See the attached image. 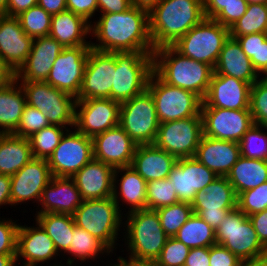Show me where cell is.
Here are the masks:
<instances>
[{
  "instance_id": "6da1fadb",
  "label": "cell",
  "mask_w": 267,
  "mask_h": 266,
  "mask_svg": "<svg viewBox=\"0 0 267 266\" xmlns=\"http://www.w3.org/2000/svg\"><path fill=\"white\" fill-rule=\"evenodd\" d=\"M91 23L92 49L102 52H154L149 14L135 5L120 13L100 14Z\"/></svg>"
},
{
  "instance_id": "7a4b0ae2",
  "label": "cell",
  "mask_w": 267,
  "mask_h": 266,
  "mask_svg": "<svg viewBox=\"0 0 267 266\" xmlns=\"http://www.w3.org/2000/svg\"><path fill=\"white\" fill-rule=\"evenodd\" d=\"M205 18L203 0H160L149 13V32L154 50L173 46Z\"/></svg>"
},
{
  "instance_id": "3957f363",
  "label": "cell",
  "mask_w": 267,
  "mask_h": 266,
  "mask_svg": "<svg viewBox=\"0 0 267 266\" xmlns=\"http://www.w3.org/2000/svg\"><path fill=\"white\" fill-rule=\"evenodd\" d=\"M124 215L123 231L125 232L122 236L123 241L125 240L126 252L129 251V256L124 259L139 266H151L159 257L168 239L156 210L141 209Z\"/></svg>"
},
{
  "instance_id": "277c9868",
  "label": "cell",
  "mask_w": 267,
  "mask_h": 266,
  "mask_svg": "<svg viewBox=\"0 0 267 266\" xmlns=\"http://www.w3.org/2000/svg\"><path fill=\"white\" fill-rule=\"evenodd\" d=\"M153 72L165 83L206 97L214 69L203 62L183 56L173 46L153 52Z\"/></svg>"
},
{
  "instance_id": "5b68a950",
  "label": "cell",
  "mask_w": 267,
  "mask_h": 266,
  "mask_svg": "<svg viewBox=\"0 0 267 266\" xmlns=\"http://www.w3.org/2000/svg\"><path fill=\"white\" fill-rule=\"evenodd\" d=\"M72 216L78 228L97 237L112 252L117 249V241L120 233H123L120 229L123 228L124 215L119 211L113 197L83 200Z\"/></svg>"
},
{
  "instance_id": "8992f818",
  "label": "cell",
  "mask_w": 267,
  "mask_h": 266,
  "mask_svg": "<svg viewBox=\"0 0 267 266\" xmlns=\"http://www.w3.org/2000/svg\"><path fill=\"white\" fill-rule=\"evenodd\" d=\"M115 61L111 99L121 104L147 89L153 72V52H115Z\"/></svg>"
},
{
  "instance_id": "52a82bcc",
  "label": "cell",
  "mask_w": 267,
  "mask_h": 266,
  "mask_svg": "<svg viewBox=\"0 0 267 266\" xmlns=\"http://www.w3.org/2000/svg\"><path fill=\"white\" fill-rule=\"evenodd\" d=\"M29 104L48 119L50 125L74 128L76 98L45 81H18Z\"/></svg>"
},
{
  "instance_id": "ba28073f",
  "label": "cell",
  "mask_w": 267,
  "mask_h": 266,
  "mask_svg": "<svg viewBox=\"0 0 267 266\" xmlns=\"http://www.w3.org/2000/svg\"><path fill=\"white\" fill-rule=\"evenodd\" d=\"M229 36V28L205 18L173 44V47L183 56L206 63L214 69Z\"/></svg>"
},
{
  "instance_id": "9c48e42d",
  "label": "cell",
  "mask_w": 267,
  "mask_h": 266,
  "mask_svg": "<svg viewBox=\"0 0 267 266\" xmlns=\"http://www.w3.org/2000/svg\"><path fill=\"white\" fill-rule=\"evenodd\" d=\"M147 90L153 96L160 123L194 117L201 112L202 100L196 94L165 83L154 72Z\"/></svg>"
},
{
  "instance_id": "30bf717a",
  "label": "cell",
  "mask_w": 267,
  "mask_h": 266,
  "mask_svg": "<svg viewBox=\"0 0 267 266\" xmlns=\"http://www.w3.org/2000/svg\"><path fill=\"white\" fill-rule=\"evenodd\" d=\"M160 122L151 93H143L121 103L119 126L136 145L154 144Z\"/></svg>"
},
{
  "instance_id": "8fae6325",
  "label": "cell",
  "mask_w": 267,
  "mask_h": 266,
  "mask_svg": "<svg viewBox=\"0 0 267 266\" xmlns=\"http://www.w3.org/2000/svg\"><path fill=\"white\" fill-rule=\"evenodd\" d=\"M216 244L229 249L240 260L267 253L249 217L238 208L224 217L215 229Z\"/></svg>"
},
{
  "instance_id": "7c38bea8",
  "label": "cell",
  "mask_w": 267,
  "mask_h": 266,
  "mask_svg": "<svg viewBox=\"0 0 267 266\" xmlns=\"http://www.w3.org/2000/svg\"><path fill=\"white\" fill-rule=\"evenodd\" d=\"M202 136L200 112L194 117L160 123L154 145L177 159L194 157Z\"/></svg>"
},
{
  "instance_id": "4fadbf2b",
  "label": "cell",
  "mask_w": 267,
  "mask_h": 266,
  "mask_svg": "<svg viewBox=\"0 0 267 266\" xmlns=\"http://www.w3.org/2000/svg\"><path fill=\"white\" fill-rule=\"evenodd\" d=\"M73 129L65 132L47 160L52 176L72 177L94 158L92 138Z\"/></svg>"
},
{
  "instance_id": "5bb4252c",
  "label": "cell",
  "mask_w": 267,
  "mask_h": 266,
  "mask_svg": "<svg viewBox=\"0 0 267 266\" xmlns=\"http://www.w3.org/2000/svg\"><path fill=\"white\" fill-rule=\"evenodd\" d=\"M237 194L226 176H218L204 190L198 191L191 206L214 230L228 213L237 208Z\"/></svg>"
},
{
  "instance_id": "9a60e30c",
  "label": "cell",
  "mask_w": 267,
  "mask_h": 266,
  "mask_svg": "<svg viewBox=\"0 0 267 266\" xmlns=\"http://www.w3.org/2000/svg\"><path fill=\"white\" fill-rule=\"evenodd\" d=\"M120 107L110 98L76 100L74 128L93 138L119 125Z\"/></svg>"
},
{
  "instance_id": "2e32d148",
  "label": "cell",
  "mask_w": 267,
  "mask_h": 266,
  "mask_svg": "<svg viewBox=\"0 0 267 266\" xmlns=\"http://www.w3.org/2000/svg\"><path fill=\"white\" fill-rule=\"evenodd\" d=\"M203 135L239 143L255 124L250 109L201 108Z\"/></svg>"
},
{
  "instance_id": "e0dca14e",
  "label": "cell",
  "mask_w": 267,
  "mask_h": 266,
  "mask_svg": "<svg viewBox=\"0 0 267 266\" xmlns=\"http://www.w3.org/2000/svg\"><path fill=\"white\" fill-rule=\"evenodd\" d=\"M91 46L64 47L45 82L75 98L78 96Z\"/></svg>"
},
{
  "instance_id": "ac0fdd59",
  "label": "cell",
  "mask_w": 267,
  "mask_h": 266,
  "mask_svg": "<svg viewBox=\"0 0 267 266\" xmlns=\"http://www.w3.org/2000/svg\"><path fill=\"white\" fill-rule=\"evenodd\" d=\"M116 71L115 52L89 50L82 85L76 100L110 98Z\"/></svg>"
},
{
  "instance_id": "d6986e66",
  "label": "cell",
  "mask_w": 267,
  "mask_h": 266,
  "mask_svg": "<svg viewBox=\"0 0 267 266\" xmlns=\"http://www.w3.org/2000/svg\"><path fill=\"white\" fill-rule=\"evenodd\" d=\"M52 178L46 159L32 158L11 176V207L21 203L39 204L44 188Z\"/></svg>"
},
{
  "instance_id": "ffe728a7",
  "label": "cell",
  "mask_w": 267,
  "mask_h": 266,
  "mask_svg": "<svg viewBox=\"0 0 267 266\" xmlns=\"http://www.w3.org/2000/svg\"><path fill=\"white\" fill-rule=\"evenodd\" d=\"M218 176L194 157L179 158L168 176L181 202L192 203L198 191L204 190Z\"/></svg>"
},
{
  "instance_id": "44dd1931",
  "label": "cell",
  "mask_w": 267,
  "mask_h": 266,
  "mask_svg": "<svg viewBox=\"0 0 267 266\" xmlns=\"http://www.w3.org/2000/svg\"><path fill=\"white\" fill-rule=\"evenodd\" d=\"M251 84L232 76L213 72L208 92L201 108L229 110L250 109Z\"/></svg>"
},
{
  "instance_id": "7402d4cb",
  "label": "cell",
  "mask_w": 267,
  "mask_h": 266,
  "mask_svg": "<svg viewBox=\"0 0 267 266\" xmlns=\"http://www.w3.org/2000/svg\"><path fill=\"white\" fill-rule=\"evenodd\" d=\"M20 224L16 244L18 265L22 259L24 261L20 266H42L45 262L47 264L53 259L57 260V256L60 257L54 242L38 223L35 224L37 227Z\"/></svg>"
},
{
  "instance_id": "603a6c76",
  "label": "cell",
  "mask_w": 267,
  "mask_h": 266,
  "mask_svg": "<svg viewBox=\"0 0 267 266\" xmlns=\"http://www.w3.org/2000/svg\"><path fill=\"white\" fill-rule=\"evenodd\" d=\"M33 40L24 32L17 17L0 15V59L13 74L25 63Z\"/></svg>"
},
{
  "instance_id": "cb8c5ba5",
  "label": "cell",
  "mask_w": 267,
  "mask_h": 266,
  "mask_svg": "<svg viewBox=\"0 0 267 266\" xmlns=\"http://www.w3.org/2000/svg\"><path fill=\"white\" fill-rule=\"evenodd\" d=\"M92 142L94 159L114 169L131 165L137 145L119 125L94 136Z\"/></svg>"
},
{
  "instance_id": "d4e9b609",
  "label": "cell",
  "mask_w": 267,
  "mask_h": 266,
  "mask_svg": "<svg viewBox=\"0 0 267 266\" xmlns=\"http://www.w3.org/2000/svg\"><path fill=\"white\" fill-rule=\"evenodd\" d=\"M63 48L57 40L50 36L35 38L25 63L14 74V78L17 81H46Z\"/></svg>"
},
{
  "instance_id": "484cf974",
  "label": "cell",
  "mask_w": 267,
  "mask_h": 266,
  "mask_svg": "<svg viewBox=\"0 0 267 266\" xmlns=\"http://www.w3.org/2000/svg\"><path fill=\"white\" fill-rule=\"evenodd\" d=\"M83 198L71 177L52 176L49 184L44 188L39 211L42 213H61L73 215L82 204Z\"/></svg>"
},
{
  "instance_id": "4316f807",
  "label": "cell",
  "mask_w": 267,
  "mask_h": 266,
  "mask_svg": "<svg viewBox=\"0 0 267 266\" xmlns=\"http://www.w3.org/2000/svg\"><path fill=\"white\" fill-rule=\"evenodd\" d=\"M114 172L112 166L93 158L71 178L83 200L104 199L113 196Z\"/></svg>"
},
{
  "instance_id": "83f0119b",
  "label": "cell",
  "mask_w": 267,
  "mask_h": 266,
  "mask_svg": "<svg viewBox=\"0 0 267 266\" xmlns=\"http://www.w3.org/2000/svg\"><path fill=\"white\" fill-rule=\"evenodd\" d=\"M241 156L240 145L234 141L202 136L194 158L217 176H227Z\"/></svg>"
},
{
  "instance_id": "f1b7e54d",
  "label": "cell",
  "mask_w": 267,
  "mask_h": 266,
  "mask_svg": "<svg viewBox=\"0 0 267 266\" xmlns=\"http://www.w3.org/2000/svg\"><path fill=\"white\" fill-rule=\"evenodd\" d=\"M146 186L147 182L132 167L115 168L112 197L122 214L123 203V207L125 204L128 206H125L128 209L127 213L146 209Z\"/></svg>"
},
{
  "instance_id": "f546056e",
  "label": "cell",
  "mask_w": 267,
  "mask_h": 266,
  "mask_svg": "<svg viewBox=\"0 0 267 266\" xmlns=\"http://www.w3.org/2000/svg\"><path fill=\"white\" fill-rule=\"evenodd\" d=\"M177 158L154 144L137 145L130 167L146 182L167 179Z\"/></svg>"
},
{
  "instance_id": "4dcf8cb0",
  "label": "cell",
  "mask_w": 267,
  "mask_h": 266,
  "mask_svg": "<svg viewBox=\"0 0 267 266\" xmlns=\"http://www.w3.org/2000/svg\"><path fill=\"white\" fill-rule=\"evenodd\" d=\"M214 73L232 76L251 85L260 79L240 43L230 36L223 45Z\"/></svg>"
},
{
  "instance_id": "1f68e13d",
  "label": "cell",
  "mask_w": 267,
  "mask_h": 266,
  "mask_svg": "<svg viewBox=\"0 0 267 266\" xmlns=\"http://www.w3.org/2000/svg\"><path fill=\"white\" fill-rule=\"evenodd\" d=\"M91 24L70 10L52 15L49 36L63 47L90 46ZM88 36V37H87Z\"/></svg>"
},
{
  "instance_id": "d6a6232c",
  "label": "cell",
  "mask_w": 267,
  "mask_h": 266,
  "mask_svg": "<svg viewBox=\"0 0 267 266\" xmlns=\"http://www.w3.org/2000/svg\"><path fill=\"white\" fill-rule=\"evenodd\" d=\"M33 158L28 138L0 133V174L13 176Z\"/></svg>"
},
{
  "instance_id": "836d02e7",
  "label": "cell",
  "mask_w": 267,
  "mask_h": 266,
  "mask_svg": "<svg viewBox=\"0 0 267 266\" xmlns=\"http://www.w3.org/2000/svg\"><path fill=\"white\" fill-rule=\"evenodd\" d=\"M25 105V93L14 78L0 90V133H13L17 129Z\"/></svg>"
},
{
  "instance_id": "e575fe53",
  "label": "cell",
  "mask_w": 267,
  "mask_h": 266,
  "mask_svg": "<svg viewBox=\"0 0 267 266\" xmlns=\"http://www.w3.org/2000/svg\"><path fill=\"white\" fill-rule=\"evenodd\" d=\"M226 178L238 196L267 182V160L250 159L241 155Z\"/></svg>"
},
{
  "instance_id": "d590c367",
  "label": "cell",
  "mask_w": 267,
  "mask_h": 266,
  "mask_svg": "<svg viewBox=\"0 0 267 266\" xmlns=\"http://www.w3.org/2000/svg\"><path fill=\"white\" fill-rule=\"evenodd\" d=\"M35 223H38L54 242L60 255L68 253L73 229L76 227L73 216L61 213L35 214Z\"/></svg>"
},
{
  "instance_id": "8d00e7d4",
  "label": "cell",
  "mask_w": 267,
  "mask_h": 266,
  "mask_svg": "<svg viewBox=\"0 0 267 266\" xmlns=\"http://www.w3.org/2000/svg\"><path fill=\"white\" fill-rule=\"evenodd\" d=\"M111 253L113 252L101 240L91 235L87 230L76 226L73 229L69 251L66 254L71 256H67L66 263L76 264V262L81 261L80 264H82L86 261L89 262L90 259L95 261L104 254L109 256Z\"/></svg>"
},
{
  "instance_id": "74e56055",
  "label": "cell",
  "mask_w": 267,
  "mask_h": 266,
  "mask_svg": "<svg viewBox=\"0 0 267 266\" xmlns=\"http://www.w3.org/2000/svg\"><path fill=\"white\" fill-rule=\"evenodd\" d=\"M174 237L189 248L210 247L216 244L215 230L194 213Z\"/></svg>"
},
{
  "instance_id": "f35d334b",
  "label": "cell",
  "mask_w": 267,
  "mask_h": 266,
  "mask_svg": "<svg viewBox=\"0 0 267 266\" xmlns=\"http://www.w3.org/2000/svg\"><path fill=\"white\" fill-rule=\"evenodd\" d=\"M267 29V4H248L246 13L229 28L230 37L236 39L253 33H265Z\"/></svg>"
},
{
  "instance_id": "ab89813d",
  "label": "cell",
  "mask_w": 267,
  "mask_h": 266,
  "mask_svg": "<svg viewBox=\"0 0 267 266\" xmlns=\"http://www.w3.org/2000/svg\"><path fill=\"white\" fill-rule=\"evenodd\" d=\"M67 130L66 127L50 125L28 137L33 158L48 160Z\"/></svg>"
},
{
  "instance_id": "60d3db41",
  "label": "cell",
  "mask_w": 267,
  "mask_h": 266,
  "mask_svg": "<svg viewBox=\"0 0 267 266\" xmlns=\"http://www.w3.org/2000/svg\"><path fill=\"white\" fill-rule=\"evenodd\" d=\"M161 227L168 237H174L180 227L187 222L193 214V209L190 203L177 202L172 205L159 208L156 210Z\"/></svg>"
},
{
  "instance_id": "b9f144b4",
  "label": "cell",
  "mask_w": 267,
  "mask_h": 266,
  "mask_svg": "<svg viewBox=\"0 0 267 266\" xmlns=\"http://www.w3.org/2000/svg\"><path fill=\"white\" fill-rule=\"evenodd\" d=\"M24 32L31 38L49 36L52 15L38 4L17 16Z\"/></svg>"
},
{
  "instance_id": "7bdbcfd3",
  "label": "cell",
  "mask_w": 267,
  "mask_h": 266,
  "mask_svg": "<svg viewBox=\"0 0 267 266\" xmlns=\"http://www.w3.org/2000/svg\"><path fill=\"white\" fill-rule=\"evenodd\" d=\"M239 145L242 156L267 160V129L262 124H254L245 133Z\"/></svg>"
},
{
  "instance_id": "ee69618b",
  "label": "cell",
  "mask_w": 267,
  "mask_h": 266,
  "mask_svg": "<svg viewBox=\"0 0 267 266\" xmlns=\"http://www.w3.org/2000/svg\"><path fill=\"white\" fill-rule=\"evenodd\" d=\"M177 202L179 199L168 178L147 182L146 209L158 210Z\"/></svg>"
},
{
  "instance_id": "f6af8a7d",
  "label": "cell",
  "mask_w": 267,
  "mask_h": 266,
  "mask_svg": "<svg viewBox=\"0 0 267 266\" xmlns=\"http://www.w3.org/2000/svg\"><path fill=\"white\" fill-rule=\"evenodd\" d=\"M237 208L250 216L267 209V182L246 190L237 197Z\"/></svg>"
},
{
  "instance_id": "bcb514c9",
  "label": "cell",
  "mask_w": 267,
  "mask_h": 266,
  "mask_svg": "<svg viewBox=\"0 0 267 266\" xmlns=\"http://www.w3.org/2000/svg\"><path fill=\"white\" fill-rule=\"evenodd\" d=\"M190 248L175 237H168L159 257L151 266H184Z\"/></svg>"
},
{
  "instance_id": "7dc6e473",
  "label": "cell",
  "mask_w": 267,
  "mask_h": 266,
  "mask_svg": "<svg viewBox=\"0 0 267 266\" xmlns=\"http://www.w3.org/2000/svg\"><path fill=\"white\" fill-rule=\"evenodd\" d=\"M48 126H50V123L42 112L35 107L26 104L22 112L20 123L13 134L28 138L33 133L41 131Z\"/></svg>"
},
{
  "instance_id": "c3c4849f",
  "label": "cell",
  "mask_w": 267,
  "mask_h": 266,
  "mask_svg": "<svg viewBox=\"0 0 267 266\" xmlns=\"http://www.w3.org/2000/svg\"><path fill=\"white\" fill-rule=\"evenodd\" d=\"M250 112L255 124L267 129V82L259 79L250 90Z\"/></svg>"
},
{
  "instance_id": "681fc988",
  "label": "cell",
  "mask_w": 267,
  "mask_h": 266,
  "mask_svg": "<svg viewBox=\"0 0 267 266\" xmlns=\"http://www.w3.org/2000/svg\"><path fill=\"white\" fill-rule=\"evenodd\" d=\"M12 218H0V255H16L19 224Z\"/></svg>"
},
{
  "instance_id": "f907efd6",
  "label": "cell",
  "mask_w": 267,
  "mask_h": 266,
  "mask_svg": "<svg viewBox=\"0 0 267 266\" xmlns=\"http://www.w3.org/2000/svg\"><path fill=\"white\" fill-rule=\"evenodd\" d=\"M247 7V2H231L213 20L224 27L230 28L246 13Z\"/></svg>"
},
{
  "instance_id": "816d5d0a",
  "label": "cell",
  "mask_w": 267,
  "mask_h": 266,
  "mask_svg": "<svg viewBox=\"0 0 267 266\" xmlns=\"http://www.w3.org/2000/svg\"><path fill=\"white\" fill-rule=\"evenodd\" d=\"M210 266H239L241 260L229 249L215 244L209 247Z\"/></svg>"
},
{
  "instance_id": "f5cc1de1",
  "label": "cell",
  "mask_w": 267,
  "mask_h": 266,
  "mask_svg": "<svg viewBox=\"0 0 267 266\" xmlns=\"http://www.w3.org/2000/svg\"><path fill=\"white\" fill-rule=\"evenodd\" d=\"M67 10L83 17L90 24L91 18L98 12L97 0H66Z\"/></svg>"
},
{
  "instance_id": "db71d44e",
  "label": "cell",
  "mask_w": 267,
  "mask_h": 266,
  "mask_svg": "<svg viewBox=\"0 0 267 266\" xmlns=\"http://www.w3.org/2000/svg\"><path fill=\"white\" fill-rule=\"evenodd\" d=\"M240 43L243 52L251 60L254 69L257 71V49L258 39H266L265 33H253L236 38Z\"/></svg>"
},
{
  "instance_id": "11a10c76",
  "label": "cell",
  "mask_w": 267,
  "mask_h": 266,
  "mask_svg": "<svg viewBox=\"0 0 267 266\" xmlns=\"http://www.w3.org/2000/svg\"><path fill=\"white\" fill-rule=\"evenodd\" d=\"M98 12L101 14L120 13L134 5L133 0H97Z\"/></svg>"
},
{
  "instance_id": "9f6ffc18",
  "label": "cell",
  "mask_w": 267,
  "mask_h": 266,
  "mask_svg": "<svg viewBox=\"0 0 267 266\" xmlns=\"http://www.w3.org/2000/svg\"><path fill=\"white\" fill-rule=\"evenodd\" d=\"M248 217L253 224L259 241L267 248V209Z\"/></svg>"
},
{
  "instance_id": "6f0895ef",
  "label": "cell",
  "mask_w": 267,
  "mask_h": 266,
  "mask_svg": "<svg viewBox=\"0 0 267 266\" xmlns=\"http://www.w3.org/2000/svg\"><path fill=\"white\" fill-rule=\"evenodd\" d=\"M209 247L190 248L184 266H210Z\"/></svg>"
},
{
  "instance_id": "680465c9",
  "label": "cell",
  "mask_w": 267,
  "mask_h": 266,
  "mask_svg": "<svg viewBox=\"0 0 267 266\" xmlns=\"http://www.w3.org/2000/svg\"><path fill=\"white\" fill-rule=\"evenodd\" d=\"M231 2H247L246 0H203L204 14L208 19H213L221 10Z\"/></svg>"
},
{
  "instance_id": "91938a15",
  "label": "cell",
  "mask_w": 267,
  "mask_h": 266,
  "mask_svg": "<svg viewBox=\"0 0 267 266\" xmlns=\"http://www.w3.org/2000/svg\"><path fill=\"white\" fill-rule=\"evenodd\" d=\"M38 4V0H8L7 11L3 14L9 17H17L32 6Z\"/></svg>"
},
{
  "instance_id": "94428289",
  "label": "cell",
  "mask_w": 267,
  "mask_h": 266,
  "mask_svg": "<svg viewBox=\"0 0 267 266\" xmlns=\"http://www.w3.org/2000/svg\"><path fill=\"white\" fill-rule=\"evenodd\" d=\"M11 206V176L0 174V207Z\"/></svg>"
},
{
  "instance_id": "6125c7cd",
  "label": "cell",
  "mask_w": 267,
  "mask_h": 266,
  "mask_svg": "<svg viewBox=\"0 0 267 266\" xmlns=\"http://www.w3.org/2000/svg\"><path fill=\"white\" fill-rule=\"evenodd\" d=\"M38 5L51 15L67 9L66 0H38Z\"/></svg>"
},
{
  "instance_id": "be15d7a7",
  "label": "cell",
  "mask_w": 267,
  "mask_h": 266,
  "mask_svg": "<svg viewBox=\"0 0 267 266\" xmlns=\"http://www.w3.org/2000/svg\"><path fill=\"white\" fill-rule=\"evenodd\" d=\"M267 68V40L258 39L257 73L260 75Z\"/></svg>"
},
{
  "instance_id": "e7e4bbea",
  "label": "cell",
  "mask_w": 267,
  "mask_h": 266,
  "mask_svg": "<svg viewBox=\"0 0 267 266\" xmlns=\"http://www.w3.org/2000/svg\"><path fill=\"white\" fill-rule=\"evenodd\" d=\"M14 79L13 72L0 59V90Z\"/></svg>"
},
{
  "instance_id": "03108f58",
  "label": "cell",
  "mask_w": 267,
  "mask_h": 266,
  "mask_svg": "<svg viewBox=\"0 0 267 266\" xmlns=\"http://www.w3.org/2000/svg\"><path fill=\"white\" fill-rule=\"evenodd\" d=\"M239 266H267V253L241 260Z\"/></svg>"
},
{
  "instance_id": "003e7915",
  "label": "cell",
  "mask_w": 267,
  "mask_h": 266,
  "mask_svg": "<svg viewBox=\"0 0 267 266\" xmlns=\"http://www.w3.org/2000/svg\"><path fill=\"white\" fill-rule=\"evenodd\" d=\"M160 0H133L134 5L148 14L155 8Z\"/></svg>"
},
{
  "instance_id": "a7ac6f4b",
  "label": "cell",
  "mask_w": 267,
  "mask_h": 266,
  "mask_svg": "<svg viewBox=\"0 0 267 266\" xmlns=\"http://www.w3.org/2000/svg\"><path fill=\"white\" fill-rule=\"evenodd\" d=\"M0 266H18L16 255H0Z\"/></svg>"
},
{
  "instance_id": "89a4df30",
  "label": "cell",
  "mask_w": 267,
  "mask_h": 266,
  "mask_svg": "<svg viewBox=\"0 0 267 266\" xmlns=\"http://www.w3.org/2000/svg\"><path fill=\"white\" fill-rule=\"evenodd\" d=\"M112 262H110L108 265L106 266H139L137 264H135L132 261H127L126 259H124V257L119 256L117 257V262L113 261V264H111Z\"/></svg>"
},
{
  "instance_id": "2644e50d",
  "label": "cell",
  "mask_w": 267,
  "mask_h": 266,
  "mask_svg": "<svg viewBox=\"0 0 267 266\" xmlns=\"http://www.w3.org/2000/svg\"><path fill=\"white\" fill-rule=\"evenodd\" d=\"M8 0H0V15L4 14L7 11Z\"/></svg>"
},
{
  "instance_id": "8c879c8a",
  "label": "cell",
  "mask_w": 267,
  "mask_h": 266,
  "mask_svg": "<svg viewBox=\"0 0 267 266\" xmlns=\"http://www.w3.org/2000/svg\"><path fill=\"white\" fill-rule=\"evenodd\" d=\"M248 4H267V0H246Z\"/></svg>"
},
{
  "instance_id": "753ad0ef",
  "label": "cell",
  "mask_w": 267,
  "mask_h": 266,
  "mask_svg": "<svg viewBox=\"0 0 267 266\" xmlns=\"http://www.w3.org/2000/svg\"><path fill=\"white\" fill-rule=\"evenodd\" d=\"M260 76H263V77H260V79L267 82V68L260 74Z\"/></svg>"
},
{
  "instance_id": "34e18365",
  "label": "cell",
  "mask_w": 267,
  "mask_h": 266,
  "mask_svg": "<svg viewBox=\"0 0 267 266\" xmlns=\"http://www.w3.org/2000/svg\"><path fill=\"white\" fill-rule=\"evenodd\" d=\"M62 260H60V262L56 261L55 263H50L51 265L50 266H66V265H63L62 263ZM57 263V264H56ZM59 264V265H58ZM61 264V265H60ZM49 266V265H48Z\"/></svg>"
},
{
  "instance_id": "11e5206c",
  "label": "cell",
  "mask_w": 267,
  "mask_h": 266,
  "mask_svg": "<svg viewBox=\"0 0 267 266\" xmlns=\"http://www.w3.org/2000/svg\"><path fill=\"white\" fill-rule=\"evenodd\" d=\"M66 266H76V264H67L66 263ZM77 266H78V264H77Z\"/></svg>"
}]
</instances>
